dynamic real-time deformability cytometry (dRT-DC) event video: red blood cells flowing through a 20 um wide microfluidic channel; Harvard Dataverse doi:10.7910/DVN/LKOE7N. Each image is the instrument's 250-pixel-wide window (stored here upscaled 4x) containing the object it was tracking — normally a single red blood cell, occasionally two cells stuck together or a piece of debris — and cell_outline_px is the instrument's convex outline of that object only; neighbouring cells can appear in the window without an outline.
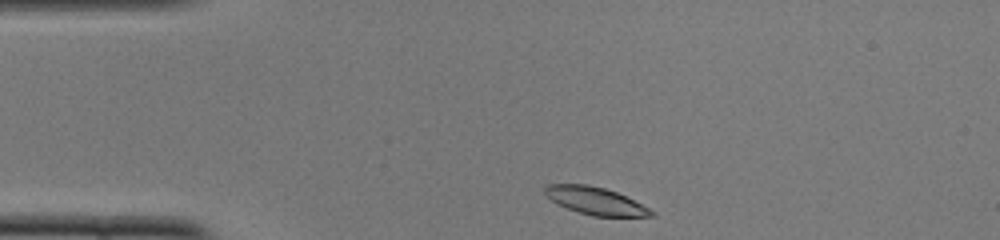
{"species": "common noctule bat (a hibernating species)", "species_latin": "Nyctalus noctula", "temperature_condition": "cold", "stored_images_in_passage": 42, "camera_frame_rate_fps": 3000, "um_per_image_px": 0.085, "animal": {"sex": "female", "body_mass_g": 22.0, "forearm_length_mm": 56.7}, "frame": {"image": 1, "passage_image": 1, "time_ms": 0.0, "image_size_px": [1000, 240], "cell_outline_px": [[656, 216], [592, 216], [556, 204], [544, 192], [544, 188], [548, 184], [588, 184], [604, 188], [616, 192], [656, 212]], "centroid_in_image_um": [50.6, 17.07], "position_along_channel_um": 34.4, "area_um2": 16.76}}
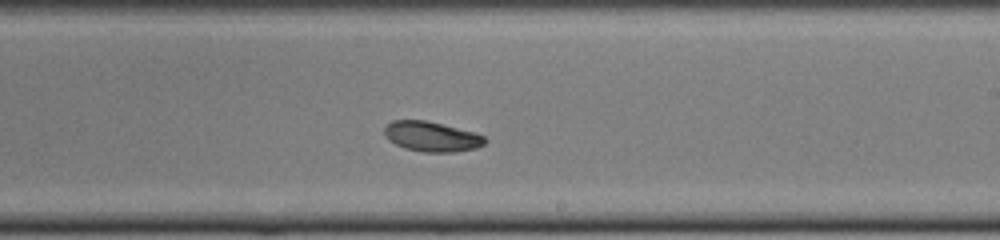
{"frame": {"image": 2, "passage_image": 21, "time_ms": 6.667, "image_size_px": [1000, 240], "cell_outline_px": [[488, 140], [484, 144], [476, 148], [456, 152], [420, 152], [404, 148], [388, 140], [384, 136], [384, 128], [392, 120], [424, 120], [476, 132], [484, 136]], "centroid_in_image_um": [36.69, 11.61], "position_along_channel_um": 252.3, "area_um2": 17.74}}
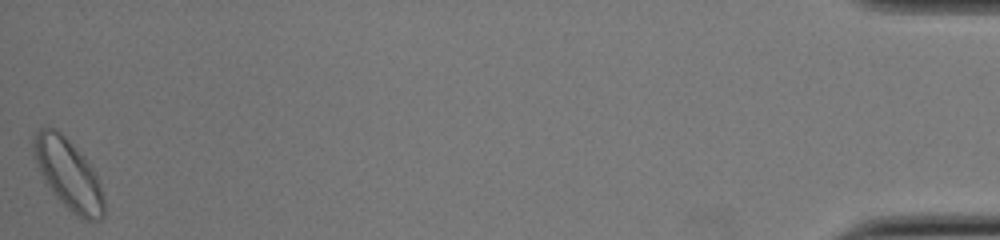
{"frame": {"image": 3, "passage_image": 42, "time_ms": 13.667, "image_size_px": [1000, 240], "cell_outline_px": [[104, 216], [100, 220], [84, 220], [72, 212], [56, 196], [44, 180], [32, 156], [32, 136], [40, 128], [48, 124], [56, 128], [68, 140], [96, 172], [104, 196]], "centroid_in_image_um": [5.78, 14.77], "position_along_channel_um": 429.4, "area_um2": 28.9}, "authors_computed_cell_mechanics": {"area_um2": 18.2648, "velocity_mm_per_s": 3.8616, "shape_relaxation_time_tau1_ms": 2.6117, "shape_relaxation_time_tau2_ms": null, "deformation_change_tau1": 0.1092, "deformation_change_tau2": null}}